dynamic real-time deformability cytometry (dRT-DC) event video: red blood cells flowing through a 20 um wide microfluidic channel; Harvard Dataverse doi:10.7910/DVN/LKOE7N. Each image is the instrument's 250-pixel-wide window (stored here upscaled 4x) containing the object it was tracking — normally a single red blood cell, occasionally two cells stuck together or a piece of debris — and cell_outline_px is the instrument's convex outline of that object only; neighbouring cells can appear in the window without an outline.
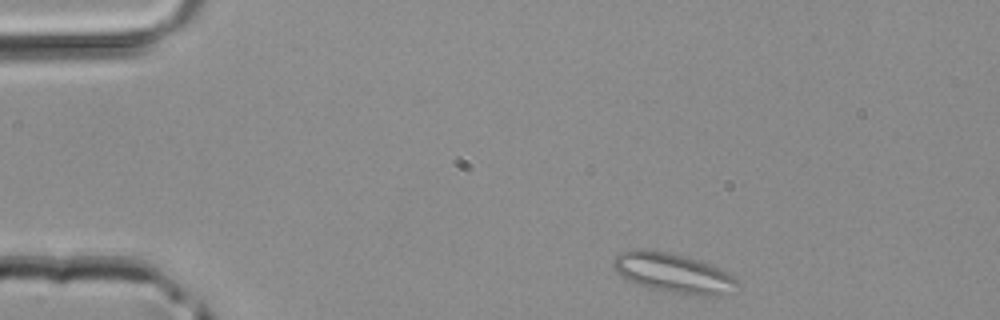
{"species": "common noctule bat (a hibernating species)", "species_latin": "Nyctalus noctula", "temperature_condition": "room temperature", "stored_images_in_passage": 3, "camera_frame_rate_fps": 3000, "um_per_image_px": 0.085, "animal": {"sex": "male", "body_mass_g": 20.4}, "frame": {"image": 1, "passage_image": 1, "time_ms": 0.0, "image_size_px": [1000, 320], "cell_outline_px": [[740, 284], [720, 296], [696, 296], [648, 288], [636, 284], [620, 276], [616, 272], [612, 264], [612, 260], [620, 252], [632, 248], [644, 248], [684, 256], [720, 268], [732, 276]], "centroid_in_image_um": [57.15, 23.2], "position_along_channel_um": 27.8, "area_um2": 28.61}}